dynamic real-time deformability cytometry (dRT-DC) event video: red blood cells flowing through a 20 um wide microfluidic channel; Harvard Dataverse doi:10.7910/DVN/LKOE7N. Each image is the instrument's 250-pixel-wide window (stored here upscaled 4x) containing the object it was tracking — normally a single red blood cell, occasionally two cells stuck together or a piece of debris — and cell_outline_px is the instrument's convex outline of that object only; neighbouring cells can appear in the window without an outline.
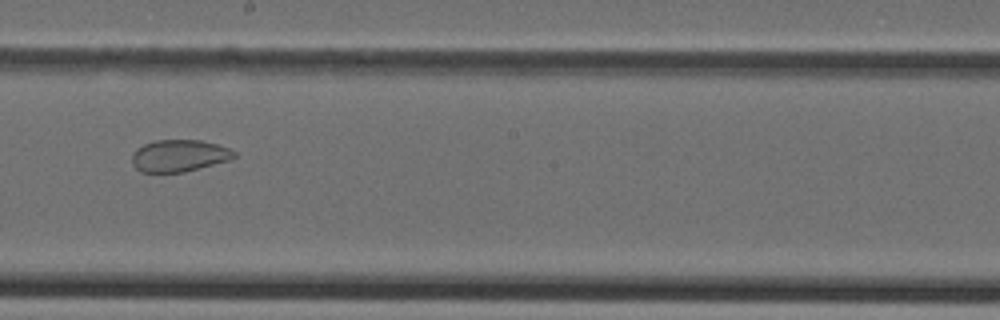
{"species": "Egyptian fruit bat (a non-hibernating species)", "species_latin": "Rousettus aegyptiacus", "temperature_condition": "cold", "stored_images_in_passage": 47, "camera_frame_rate_fps": 3000, "um_per_image_px": 0.085, "animal": {"sex": "female"}, "frame": {"image": 1, "passage_image": 27, "time_ms": 8.667, "image_size_px": [1000, 320], "cell_outline_px": [[236, 156], [228, 160], [184, 172], [140, 172], [132, 164], [132, 152], [136, 148], [144, 144], [156, 140], [200, 140], [216, 144], [228, 148], [236, 152]], "centroid_in_image_um": [15.18, 13.23], "position_along_channel_um": 233.0, "area_um2": 18.96}}
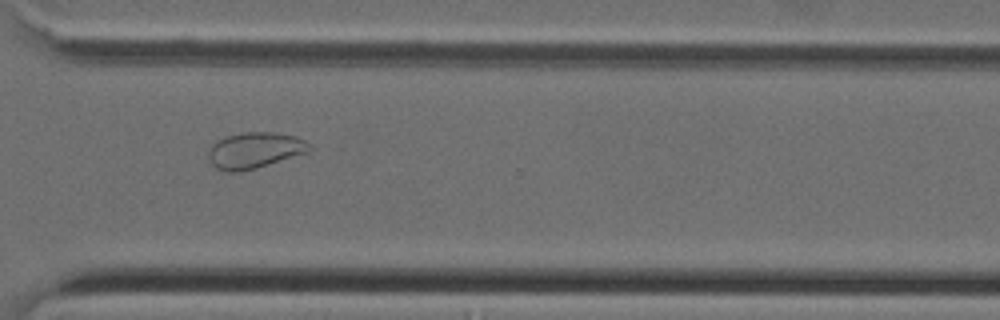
{"frame": {"image": 2, "passage_image": 35, "time_ms": 11.333, "image_size_px": [1000, 320], "cell_outline_px": [[312, 148], [308, 152], [256, 168], [240, 172], [228, 172], [216, 168], [208, 160], [208, 152], [212, 144], [216, 140], [224, 136], [244, 132], [276, 132], [296, 136], [312, 144]], "centroid_in_image_um": [21.64, 12.77], "position_along_channel_um": 349.0, "area_um2": 21.44}}
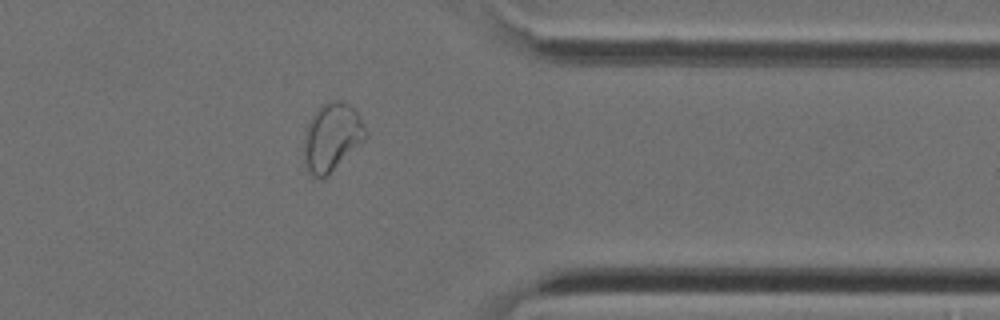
{"frame": {"image": 3, "passage_image": 38, "time_ms": 12.333, "image_size_px": [1000, 320], "cell_outline_px": [[368, 136], [328, 176], [320, 180], [312, 176], [308, 172], [304, 164], [304, 128], [320, 104], [328, 100], [340, 100], [348, 104], [360, 116], [368, 132]], "centroid_in_image_um": [28.18, 11.67], "position_along_channel_um": 383.2, "area_um2": 24.97}}